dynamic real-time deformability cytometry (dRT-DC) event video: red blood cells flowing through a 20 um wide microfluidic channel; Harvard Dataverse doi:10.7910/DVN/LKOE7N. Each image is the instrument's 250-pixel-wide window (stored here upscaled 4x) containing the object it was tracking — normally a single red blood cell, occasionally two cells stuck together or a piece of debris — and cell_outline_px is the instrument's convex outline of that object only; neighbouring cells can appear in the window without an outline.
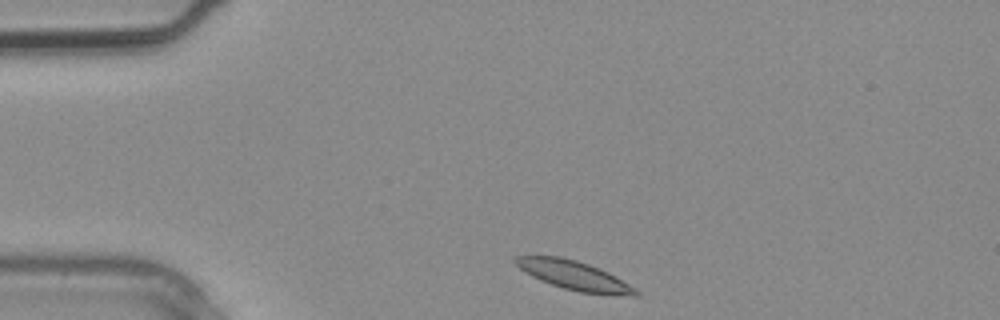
{"species": "common noctule bat (a hibernating species)", "species_latin": "Nyctalus noctula", "temperature_condition": "warm", "stored_images_in_passage": 2, "camera_frame_rate_fps": 3000, "um_per_image_px": 0.085, "animal": {"sex": "male", "body_mass_g": 20.4}, "frame": {"image": 1, "passage_image": 1, "time_ms": 0.0, "image_size_px": [1000, 320], "cell_outline_px": [[640, 296], [632, 296], [580, 292], [564, 288], [552, 284], [532, 276], [520, 268], [512, 260], [516, 256], [560, 256], [576, 260], [588, 264], [608, 272], [636, 288], [640, 292]], "centroid_in_image_um": [48.83, 23.41], "position_along_channel_um": 36.2, "area_um2": 20.06}}